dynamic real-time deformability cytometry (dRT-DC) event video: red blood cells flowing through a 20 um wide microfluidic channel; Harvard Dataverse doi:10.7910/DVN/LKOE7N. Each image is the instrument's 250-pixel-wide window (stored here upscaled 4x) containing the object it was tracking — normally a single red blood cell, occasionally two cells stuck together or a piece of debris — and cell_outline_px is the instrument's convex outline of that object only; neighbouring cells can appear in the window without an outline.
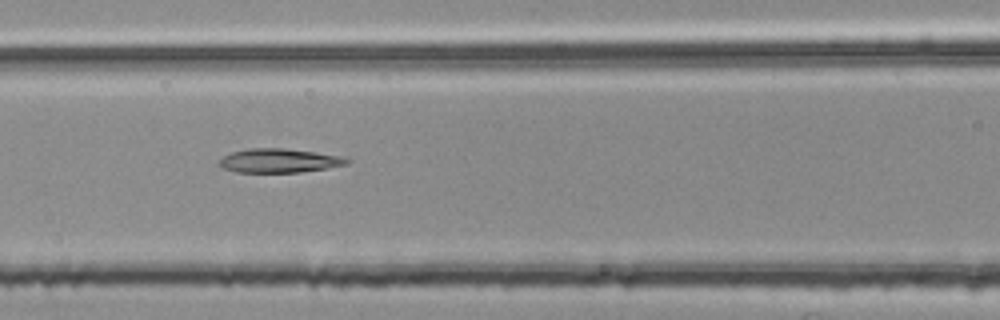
{"species": "common noctule bat (a hibernating species)", "species_latin": "Nyctalus noctula", "temperature_condition": "room temperature", "stored_images_in_passage": 54, "segment_of_instrument_passage": [2, 2], "camera_frame_rate_fps": 3000, "um_per_image_px": 0.085, "animal": {"sex": "female", "body_mass_g": 25.1}, "frame": {"image": 1, "passage_image": 23, "time_ms": 7.333, "image_size_px": [1000, 320], "cell_outline_px": [[348, 164], [300, 172], [236, 172], [224, 168], [220, 164], [220, 160], [224, 156], [232, 152], [248, 148], [284, 148], [316, 152], [340, 156], [348, 160]], "centroid_in_image_um": [23.7, 13.65], "position_along_channel_um": 142.9, "area_um2": 17.51}}
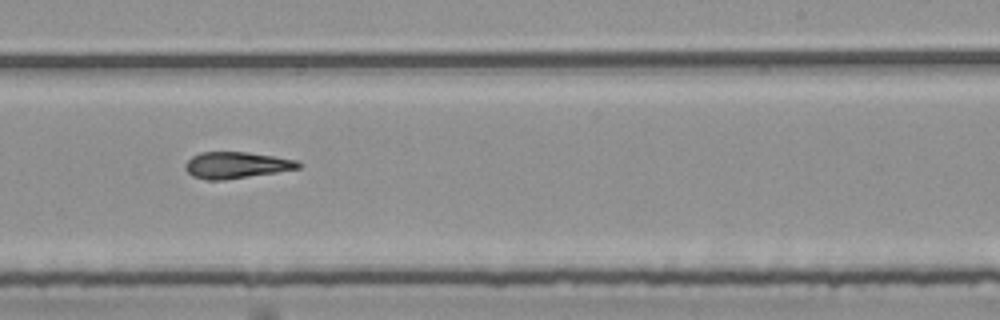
{"frame": {"image": 2, "passage_image": 33, "time_ms": 10.667, "image_size_px": [1000, 320], "cell_outline_px": [[304, 164], [300, 168], [276, 172], [220, 180], [208, 180], [192, 176], [184, 168], [184, 164], [192, 156], [200, 152], [248, 152], [296, 160]], "centroid_in_image_um": [20.07, 14.03], "position_along_channel_um": 268.9, "area_um2": 17.28}}
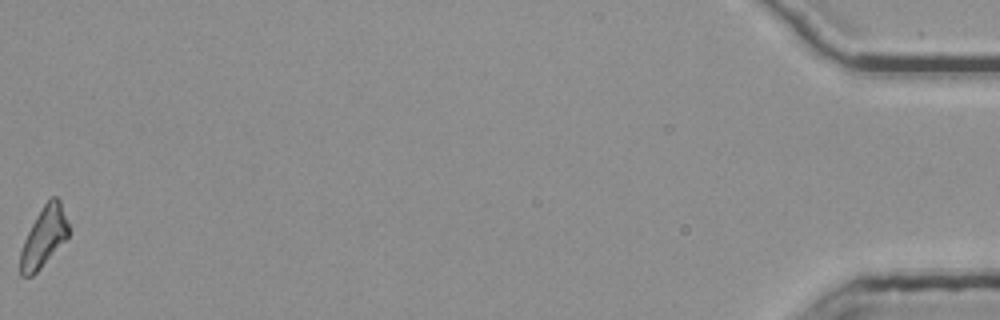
{"frame": {"image": 3, "passage_image": 54, "time_ms": 17.667, "image_size_px": [1000, 320], "cell_outline_px": [[68, 236], [40, 268], [32, 276], [20, 276], [20, 252], [24, 240], [36, 216], [44, 204], [52, 196], [56, 196], [60, 200], [68, 224]], "centroid_in_image_um": [3.71, 20.14], "position_along_channel_um": 431.5, "area_um2": 16.42}}